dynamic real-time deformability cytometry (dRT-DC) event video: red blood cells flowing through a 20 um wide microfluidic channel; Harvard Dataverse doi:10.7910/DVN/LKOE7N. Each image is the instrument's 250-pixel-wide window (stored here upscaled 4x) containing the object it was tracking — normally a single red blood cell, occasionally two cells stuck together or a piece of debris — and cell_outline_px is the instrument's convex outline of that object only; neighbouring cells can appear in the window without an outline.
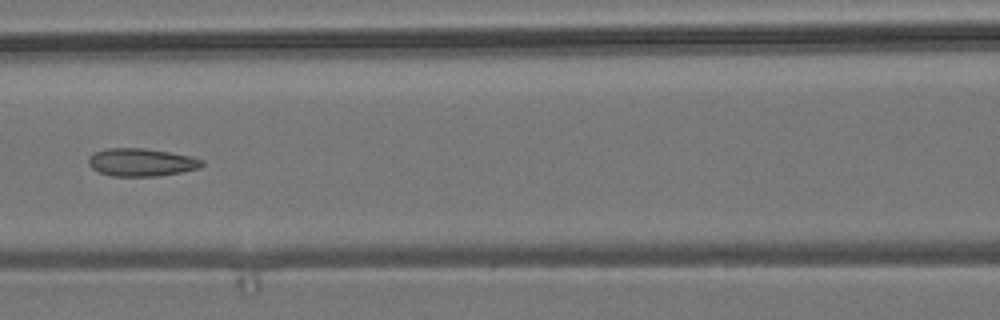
{"species": "common noctule bat (a hibernating species)", "species_latin": "Nyctalus noctula", "temperature_condition": "room temperature", "stored_images_in_passage": 7, "camera_frame_rate_fps": 3000, "um_per_image_px": 0.085, "animal": {"sex": "male", "body_mass_g": 19.2, "forearm_length_mm": 51.8}, "frame": {"image": 1, "passage_image": 6, "time_ms": 6.667, "image_size_px": [1000, 320], "cell_outline_px": [[204, 164], [200, 168], [160, 176], [112, 176], [100, 172], [92, 168], [88, 164], [88, 156], [92, 152], [108, 148], [144, 148], [192, 156], [204, 160]], "centroid_in_image_um": [12.01, 13.79], "position_along_channel_um": 154.6, "area_um2": 18.55}}
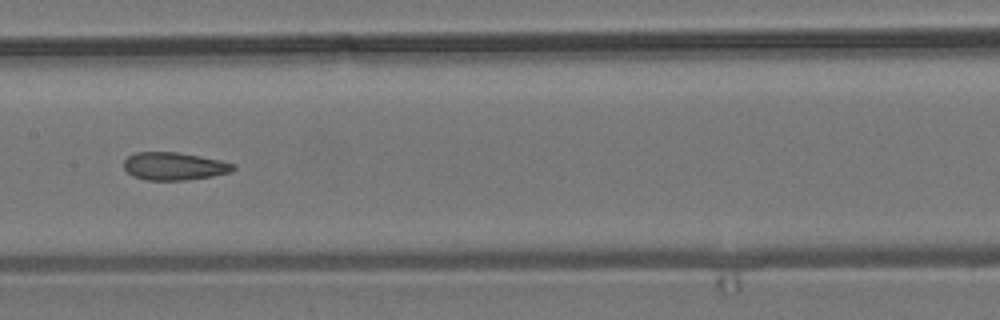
{"frame": {"image": 2, "passage_image": 7, "time_ms": 7.667, "image_size_px": [1000, 320], "cell_outline_px": [[236, 168], [228, 172], [212, 176], [184, 180], [144, 180], [132, 176], [124, 168], [124, 160], [128, 156], [136, 152], [176, 152], [200, 156], [220, 160], [236, 164]], "centroid_in_image_um": [14.78, 14.12], "position_along_channel_um": 192.6, "area_um2": 17.69}}